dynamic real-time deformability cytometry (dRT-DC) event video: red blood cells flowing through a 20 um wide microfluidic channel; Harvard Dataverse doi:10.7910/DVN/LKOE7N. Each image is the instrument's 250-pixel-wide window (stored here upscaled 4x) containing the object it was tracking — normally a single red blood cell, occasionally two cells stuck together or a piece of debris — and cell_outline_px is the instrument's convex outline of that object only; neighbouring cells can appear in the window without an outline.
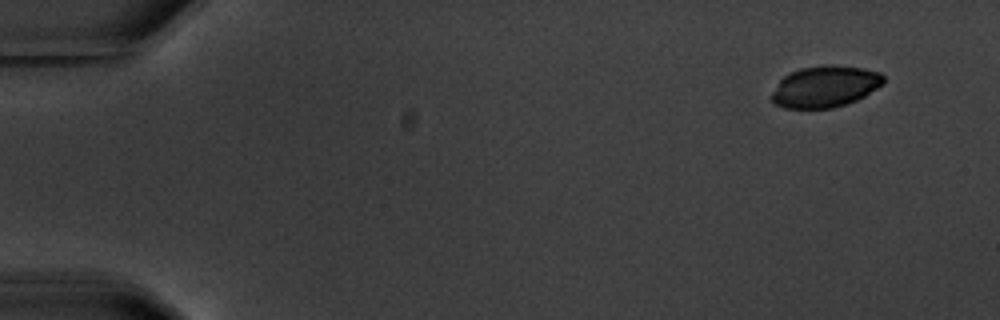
{"species": "common noctule bat (a hibernating species)", "species_latin": "Nyctalus noctula", "temperature_condition": "warm", "stored_images_in_passage": 5, "camera_frame_rate_fps": 3000, "um_per_image_px": 0.085, "animal": {"sex": "male", "body_mass_g": 20.1, "forearm_length_mm": 53.5}, "frame": {"image": 1, "passage_image": 1, "time_ms": 0.0, "image_size_px": [1000, 320], "cell_outline_px": [[884, 84], [864, 96], [856, 100], [832, 108], [784, 108], [776, 104], [772, 100], [772, 92], [780, 80], [784, 76], [800, 68], [828, 64], [832, 64], [864, 68], [880, 72], [884, 76]], "centroid_in_image_um": [70.16, 7.34], "position_along_channel_um": 14.8, "area_um2": 26.99}}